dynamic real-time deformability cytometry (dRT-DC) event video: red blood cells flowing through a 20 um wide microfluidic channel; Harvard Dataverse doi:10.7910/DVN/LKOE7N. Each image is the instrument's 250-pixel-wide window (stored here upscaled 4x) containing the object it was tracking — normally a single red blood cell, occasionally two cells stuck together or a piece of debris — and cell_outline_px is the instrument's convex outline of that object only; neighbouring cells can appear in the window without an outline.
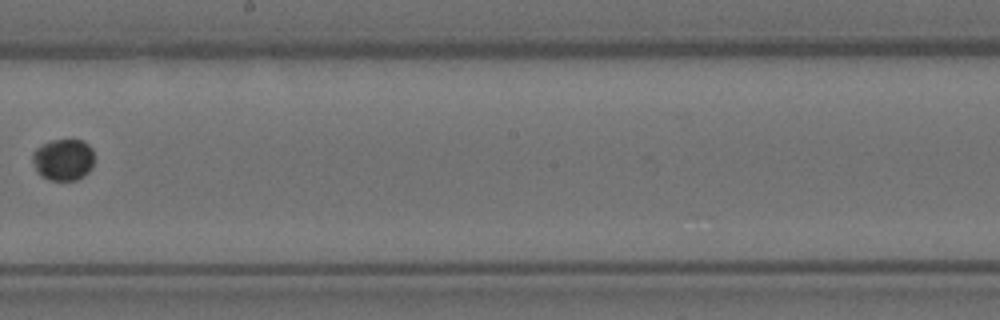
{"species": "Egyptian fruit bat (a non-hibernating species)", "species_latin": "Rousettus aegyptiacus", "temperature_condition": "room temperature", "stored_images_in_passage": 9, "camera_frame_rate_fps": 3000, "um_per_image_px": 0.085, "animal": {"sex": "female"}, "frame": {"image": 1, "passage_image": 9, "time_ms": 10.0, "image_size_px": [1000, 320], "cell_outline_px": [[92, 168], [84, 176], [76, 180], [48, 180], [40, 176], [32, 160], [32, 152], [36, 148], [48, 140], [80, 140], [88, 144], [92, 148]], "centroid_in_image_um": [5.35, 13.57], "position_along_channel_um": 242.8, "area_um2": 15.03}}